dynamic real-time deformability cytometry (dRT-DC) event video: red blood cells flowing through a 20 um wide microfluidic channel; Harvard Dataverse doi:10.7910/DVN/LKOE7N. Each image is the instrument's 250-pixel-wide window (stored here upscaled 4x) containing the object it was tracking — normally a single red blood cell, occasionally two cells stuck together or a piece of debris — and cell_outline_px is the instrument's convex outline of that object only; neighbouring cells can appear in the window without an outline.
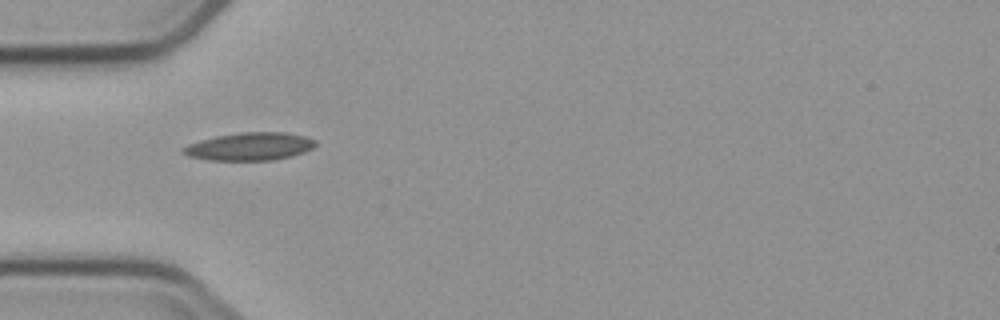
{"species": "common noctule bat (a hibernating species)", "species_latin": "Nyctalus noctula", "temperature_condition": "cold", "stored_images_in_passage": 5, "camera_frame_rate_fps": 3000, "um_per_image_px": 0.085, "animal": {"sex": "male", "body_mass_g": 23.1, "forearm_length_mm": 52.7}, "frame": {"image": 1, "passage_image": 1, "time_ms": 0.0, "image_size_px": [1000, 320], "cell_outline_px": [[316, 144], [312, 148], [304, 152], [292, 156], [272, 160], [208, 160], [188, 156], [180, 152], [180, 148], [188, 144], [200, 140], [216, 136], [240, 132], [284, 132], [304, 136], [316, 140]], "centroid_in_image_um": [21.19, 12.45], "position_along_channel_um": 63.8, "area_um2": 21.56}}
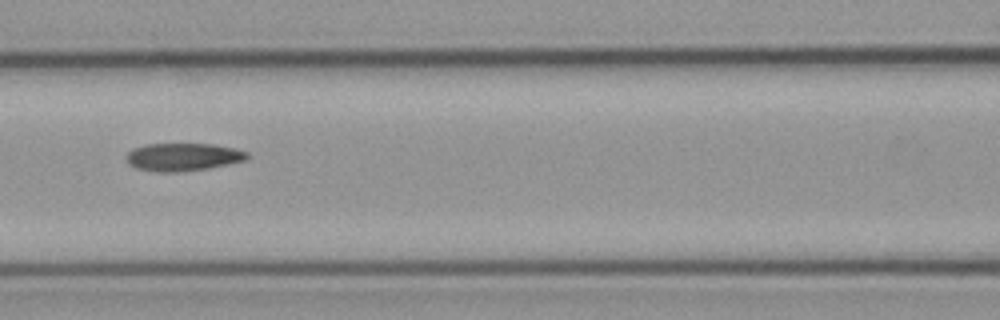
{"frame": {"image": 2, "passage_image": 3, "time_ms": 2.333, "image_size_px": [1000, 320], "cell_outline_px": [[248, 156], [244, 160], [208, 168], [176, 172], [156, 172], [136, 168], [128, 164], [128, 152], [132, 148], [144, 144], [212, 144], [232, 148], [248, 152]], "centroid_in_image_um": [15.5, 13.34], "position_along_channel_um": 151.1, "area_um2": 19.36}}
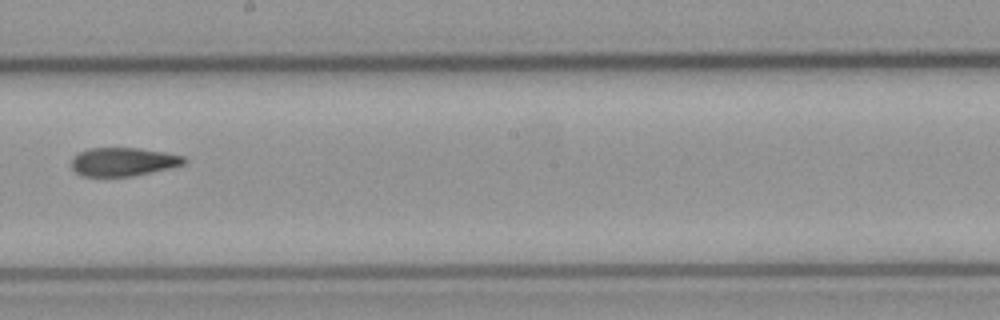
{"frame": {"image": 3, "passage_image": 5, "time_ms": 4.667, "image_size_px": [1000, 320], "cell_outline_px": [[188, 160], [184, 164], [172, 168], [132, 176], [84, 176], [76, 172], [72, 168], [72, 156], [88, 148], [140, 148], [164, 152], [184, 156]], "centroid_in_image_um": [10.5, 13.75], "position_along_channel_um": 237.7, "area_um2": 18.79}}